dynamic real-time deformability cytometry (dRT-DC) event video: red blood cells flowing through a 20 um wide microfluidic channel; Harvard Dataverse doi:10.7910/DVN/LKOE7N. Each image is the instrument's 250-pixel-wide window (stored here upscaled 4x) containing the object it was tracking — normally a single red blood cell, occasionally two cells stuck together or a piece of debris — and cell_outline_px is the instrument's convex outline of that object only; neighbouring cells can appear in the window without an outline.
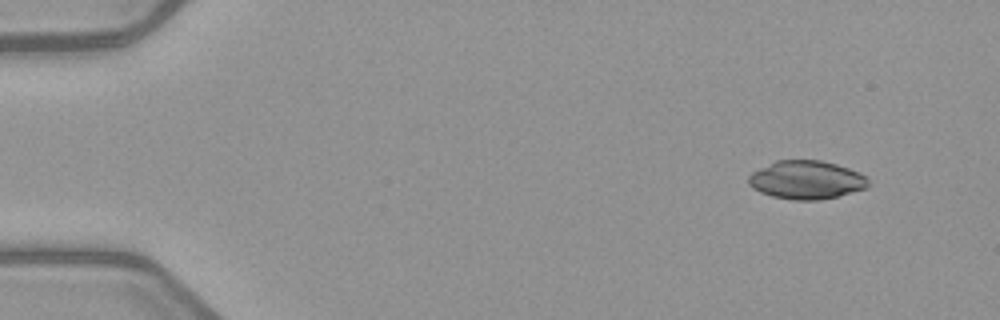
{"species": "common noctule bat (a hibernating species)", "species_latin": "Nyctalus noctula", "temperature_condition": "warm", "stored_images_in_passage": 4, "camera_frame_rate_fps": 3000, "um_per_image_px": 0.085, "animal": {"sex": "female", "body_mass_g": 21.9}, "frame": {"image": 1, "passage_image": 1, "time_ms": 0.0, "image_size_px": [1000, 320], "cell_outline_px": [[868, 188], [820, 200], [792, 200], [772, 196], [760, 192], [752, 188], [748, 184], [748, 176], [752, 172], [776, 160], [820, 160], [836, 164], [860, 172], [868, 180]], "centroid_in_image_um": [68.52, 15.29], "position_along_channel_um": 16.5, "area_um2": 26.82}}
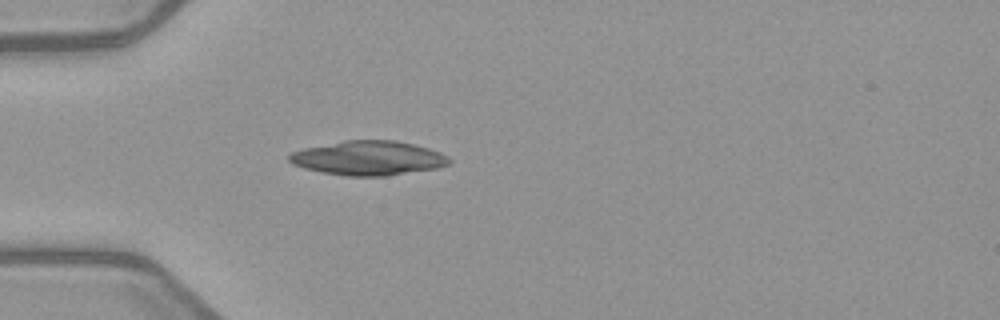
{"frame": {"image": 2, "passage_image": 4, "time_ms": 3.667, "image_size_px": [1000, 320], "cell_outline_px": [[452, 160], [448, 164], [440, 168], [384, 176], [348, 176], [324, 172], [304, 168], [292, 164], [288, 160], [288, 156], [292, 152], [304, 148], [344, 140], [396, 140], [428, 148], [440, 152], [448, 156]], "centroid_in_image_um": [31.33, 13.43], "position_along_channel_um": 53.7, "area_um2": 32.02}}